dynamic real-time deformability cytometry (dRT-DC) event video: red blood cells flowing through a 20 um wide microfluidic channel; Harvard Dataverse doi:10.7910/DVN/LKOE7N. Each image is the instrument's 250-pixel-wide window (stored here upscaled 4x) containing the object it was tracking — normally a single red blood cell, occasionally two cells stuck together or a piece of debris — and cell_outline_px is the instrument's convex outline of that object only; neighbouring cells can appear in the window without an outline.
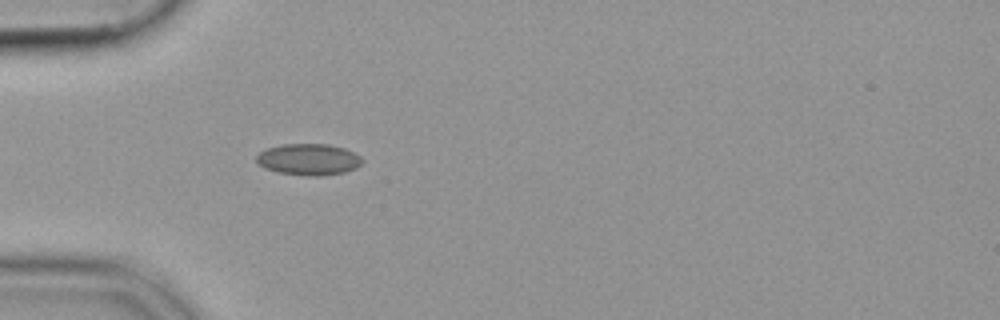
{"species": "common noctule bat (a hibernating species)", "species_latin": "Nyctalus noctula", "temperature_condition": "cold", "stored_images_in_passage": 14, "camera_frame_rate_fps": 3000, "um_per_image_px": 0.085, "animal": {"sex": "female", "body_mass_g": 19.9}, "frame": {"image": 1, "passage_image": 12, "time_ms": 3.667, "image_size_px": [1000, 320], "cell_outline_px": [[364, 160], [356, 168], [344, 172], [320, 176], [304, 176], [276, 172], [264, 168], [256, 160], [256, 156], [260, 152], [268, 148], [284, 144], [328, 144], [344, 148], [360, 156]], "centroid_in_image_um": [26.23, 13.56], "position_along_channel_um": 58.8, "area_um2": 19.36}}